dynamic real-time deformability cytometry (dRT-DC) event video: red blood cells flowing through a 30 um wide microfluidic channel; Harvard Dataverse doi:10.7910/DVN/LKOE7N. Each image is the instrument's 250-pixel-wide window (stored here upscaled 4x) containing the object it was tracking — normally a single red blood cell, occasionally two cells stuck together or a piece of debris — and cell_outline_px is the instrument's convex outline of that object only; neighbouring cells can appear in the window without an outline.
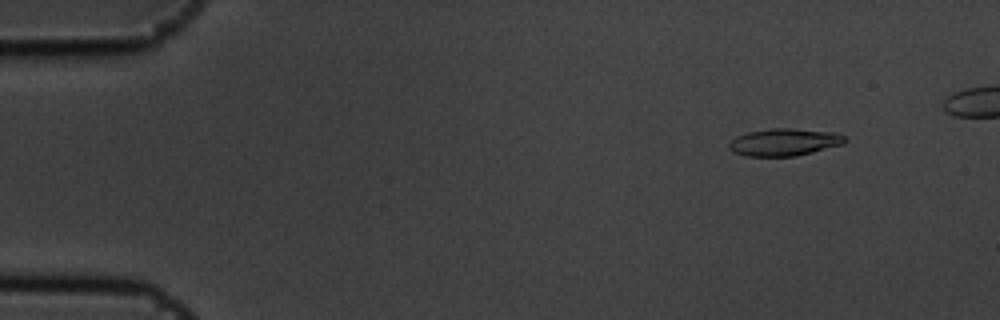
{"species": "common noctule bat (a hibernating species)", "species_latin": "Nyctalus noctula", "temperature_condition": "cold", "stored_images_in_passage": 6, "camera_frame_rate_fps": 3000, "um_per_image_px": 0.085, "animal": {"sex": "male", "body_mass_g": 19.5, "forearm_length_mm": 54.6}, "frame": {"image": 1, "passage_image": 2, "time_ms": 0.333, "image_size_px": [1000, 320], "cell_outline_px": [[848, 140], [844, 144], [796, 156], [744, 156], [728, 148], [728, 144], [736, 136], [748, 132], [772, 128], [788, 128], [836, 132], [844, 136]], "centroid_in_image_um": [66.68, 12.08], "position_along_channel_um": 18.3, "area_um2": 18.44}}
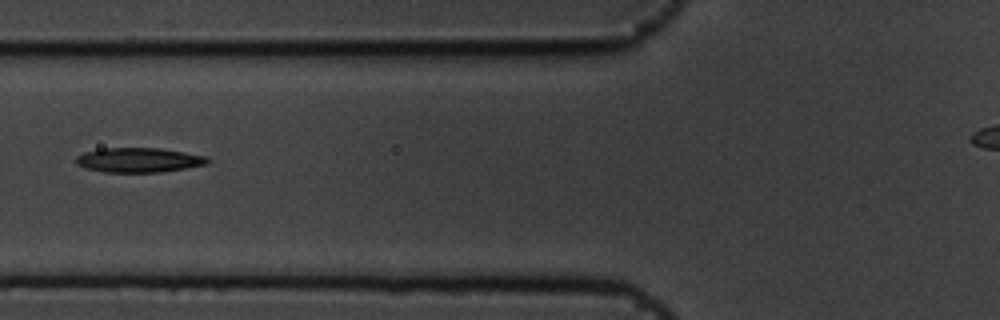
{"frame": {"image": 2, "passage_image": 6, "time_ms": 1.667, "image_size_px": [1000, 320], "cell_outline_px": [[212, 160], [208, 164], [160, 172], [104, 172], [84, 168], [76, 164], [76, 156], [84, 152], [104, 148], [160, 148], [208, 156]], "centroid_in_image_um": [11.81, 13.6], "position_along_channel_um": 114.0, "area_um2": 18.96}}